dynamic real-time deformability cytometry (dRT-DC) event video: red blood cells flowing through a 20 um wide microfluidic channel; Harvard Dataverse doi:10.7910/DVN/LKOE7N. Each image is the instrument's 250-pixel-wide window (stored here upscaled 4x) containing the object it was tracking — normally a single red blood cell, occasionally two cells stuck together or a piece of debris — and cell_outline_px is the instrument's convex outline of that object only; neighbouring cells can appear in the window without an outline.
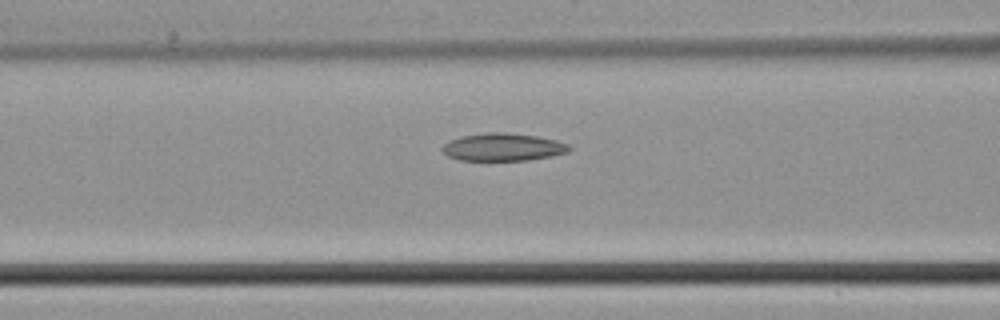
{"species": "common noctule bat (a hibernating species)", "species_latin": "Nyctalus noctula", "temperature_condition": "cold", "stored_images_in_passage": 8, "camera_frame_rate_fps": 3000, "um_per_image_px": 0.085, "animal": {"sex": "male", "body_mass_g": 21.5, "forearm_length_mm": 52.0}, "frame": {"image": 1, "passage_image": 6, "time_ms": 1.667, "image_size_px": [1000, 320], "cell_outline_px": [[572, 148], [568, 152], [552, 156], [528, 160], [460, 160], [448, 156], [440, 148], [448, 140], [464, 136], [488, 132], [504, 132], [536, 136], [556, 140], [568, 144]], "centroid_in_image_um": [42.76, 12.5], "position_along_channel_um": 123.8, "area_um2": 20.4}}